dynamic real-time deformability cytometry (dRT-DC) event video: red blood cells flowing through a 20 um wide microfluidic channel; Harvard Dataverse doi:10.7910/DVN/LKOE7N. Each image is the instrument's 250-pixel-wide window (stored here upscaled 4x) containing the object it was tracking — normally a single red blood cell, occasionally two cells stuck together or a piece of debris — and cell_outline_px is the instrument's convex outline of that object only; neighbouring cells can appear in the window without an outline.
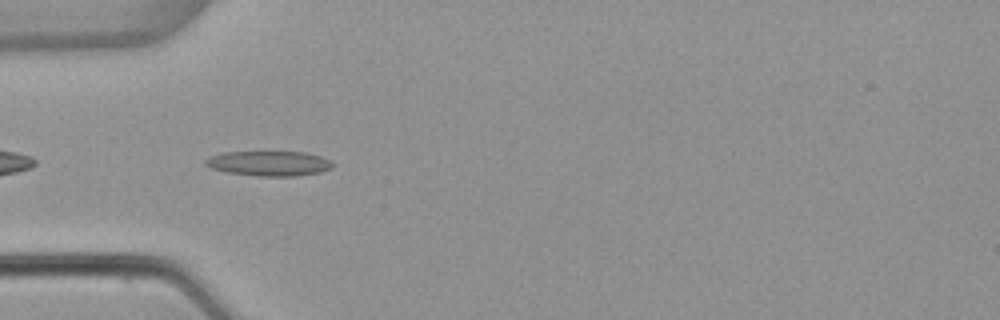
{"species": "common noctule bat (a hibernating species)", "species_latin": "Nyctalus noctula", "temperature_condition": "warm", "stored_images_in_passage": 5, "camera_frame_rate_fps": 3000, "um_per_image_px": 0.085, "animal": {"sex": "female", "body_mass_g": 22.7, "forearm_length_mm": 54.2}, "frame": {"image": 1, "passage_image": 2, "time_ms": 0.333, "image_size_px": [1000, 320], "cell_outline_px": [[336, 164], [332, 168], [320, 172], [296, 176], [256, 176], [228, 172], [212, 168], [204, 164], [204, 160], [208, 156], [224, 152], [304, 152], [320, 156], [332, 160]], "centroid_in_image_um": [22.89, 13.89], "position_along_channel_um": 62.1, "area_um2": 18.61}}
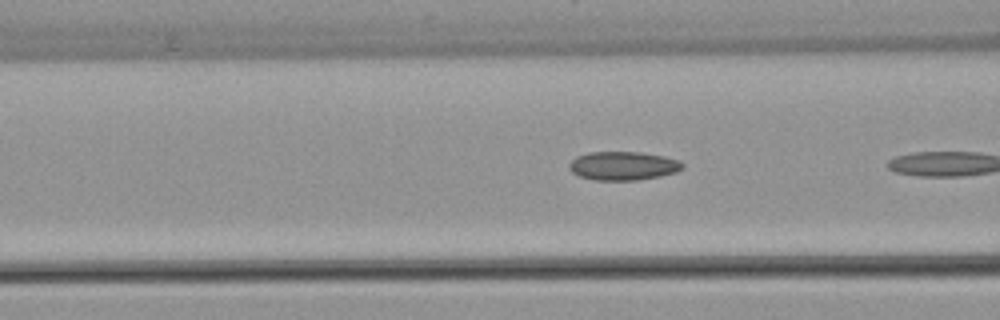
{"frame": {"image": 2, "passage_image": 4, "time_ms": 1.0, "image_size_px": [1000, 320], "cell_outline_px": [[684, 168], [676, 172], [660, 176], [640, 180], [596, 180], [580, 176], [572, 172], [568, 168], [568, 164], [576, 156], [588, 152], [640, 152], [664, 156], [680, 160], [684, 164]], "centroid_in_image_um": [52.98, 14.09], "position_along_channel_um": 113.6, "area_um2": 19.07}}